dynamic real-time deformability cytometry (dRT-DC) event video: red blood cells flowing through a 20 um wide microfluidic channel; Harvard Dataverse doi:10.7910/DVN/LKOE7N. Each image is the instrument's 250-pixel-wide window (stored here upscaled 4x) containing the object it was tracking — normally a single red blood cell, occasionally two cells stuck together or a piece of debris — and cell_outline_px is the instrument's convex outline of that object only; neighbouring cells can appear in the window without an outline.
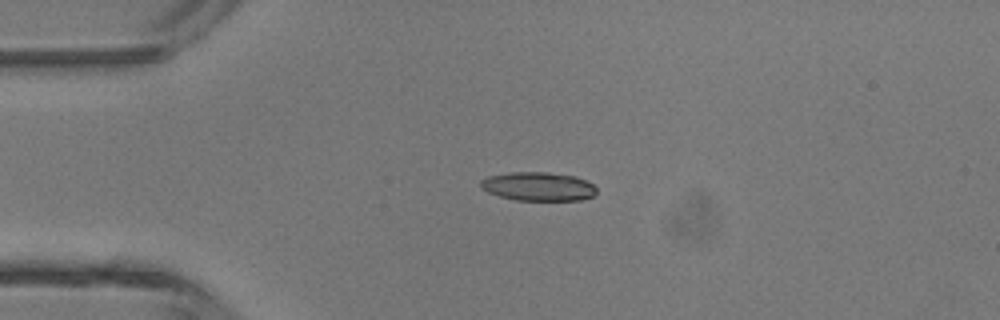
{"species": "common noctule bat (a hibernating species)", "species_latin": "Nyctalus noctula", "temperature_condition": "room temperature", "stored_images_in_passage": 2, "camera_frame_rate_fps": 3000, "um_per_image_px": 0.085, "animal": {"sex": "male", "body_mass_g": 13.3}, "frame": {"image": 1, "passage_image": 1, "time_ms": 0.0, "image_size_px": [1000, 320], "cell_outline_px": [[596, 192], [592, 196], [580, 200], [516, 200], [500, 196], [488, 192], [480, 188], [480, 180], [488, 176], [512, 172], [548, 172], [576, 176], [592, 184], [596, 188]], "centroid_in_image_um": [45.73, 15.84], "position_along_channel_um": 39.3, "area_um2": 19.36}}